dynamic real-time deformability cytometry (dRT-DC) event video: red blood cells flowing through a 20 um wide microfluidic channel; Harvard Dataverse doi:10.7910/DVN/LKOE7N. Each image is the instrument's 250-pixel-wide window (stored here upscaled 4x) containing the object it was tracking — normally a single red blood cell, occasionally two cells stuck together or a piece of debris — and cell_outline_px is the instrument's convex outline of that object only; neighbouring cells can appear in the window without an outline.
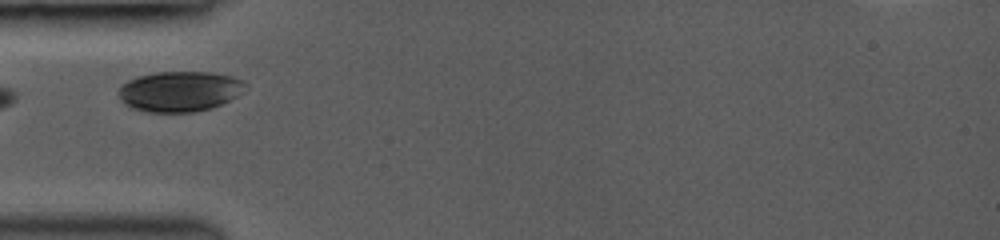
{"species": "common noctule bat (a hibernating species)", "species_latin": "Nyctalus noctula", "temperature_condition": "room temperature", "stored_images_in_passage": 15, "camera_frame_rate_fps": 3000, "um_per_image_px": 0.085, "animal": {"sex": "female", "body_mass_g": 19.0, "forearm_length_mm": 53.3}, "frame": {"image": 1, "passage_image": 1, "time_ms": 0.0, "image_size_px": [1000, 240], "cell_outline_px": [[248, 84], [244, 92], [212, 108], [196, 112], [148, 112], [132, 108], [124, 104], [120, 100], [120, 84], [136, 76], [156, 72], [212, 72], [232, 76], [244, 80]], "centroid_in_image_um": [15.29, 7.76], "position_along_channel_um": 69.7, "area_um2": 30.11}}